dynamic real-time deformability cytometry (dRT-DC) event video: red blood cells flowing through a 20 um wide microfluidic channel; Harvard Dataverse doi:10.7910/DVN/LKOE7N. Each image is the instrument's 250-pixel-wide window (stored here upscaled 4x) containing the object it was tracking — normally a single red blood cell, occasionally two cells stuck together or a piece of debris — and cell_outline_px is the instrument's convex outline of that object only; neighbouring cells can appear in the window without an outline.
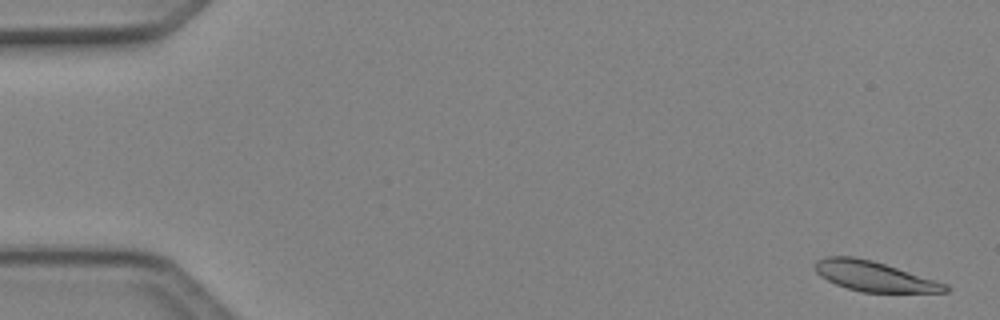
{"species": "Egyptian fruit bat (a non-hibernating species)", "species_latin": "Rousettus aegyptiacus", "temperature_condition": "cold", "stored_images_in_passage": 5, "camera_frame_rate_fps": 3000, "um_per_image_px": 0.085, "animal": {"sex": "female"}, "frame": {"image": 1, "passage_image": 1, "time_ms": 0.0, "image_size_px": [1000, 320], "cell_outline_px": [[952, 288], [948, 292], [860, 292], [836, 284], [820, 276], [816, 272], [812, 264], [816, 260], [824, 256], [852, 256], [872, 260], [936, 280], [948, 284]], "centroid_in_image_um": [74.29, 23.48], "position_along_channel_um": 10.7, "area_um2": 22.89}}